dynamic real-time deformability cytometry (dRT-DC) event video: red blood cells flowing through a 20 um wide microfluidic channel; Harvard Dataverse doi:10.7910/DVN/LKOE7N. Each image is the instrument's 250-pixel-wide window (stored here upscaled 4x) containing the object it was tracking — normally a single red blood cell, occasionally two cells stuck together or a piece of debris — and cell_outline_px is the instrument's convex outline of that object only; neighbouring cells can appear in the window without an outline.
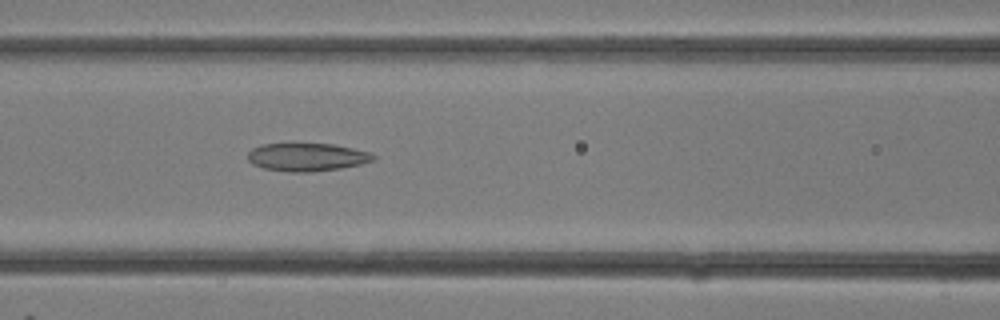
{"species": "common noctule bat (a hibernating species)", "species_latin": "Nyctalus noctula", "temperature_condition": "room temperature", "stored_images_in_passage": 12, "camera_frame_rate_fps": 3000, "um_per_image_px": 0.085, "animal": {"sex": "female"}, "frame": {"image": 1, "passage_image": 12, "time_ms": 3.667, "image_size_px": [1000, 320], "cell_outline_px": [[376, 160], [360, 164], [340, 168], [312, 172], [288, 172], [264, 168], [252, 164], [248, 160], [248, 152], [252, 148], [260, 144], [292, 140], [332, 144], [352, 148], [368, 152], [376, 156]], "centroid_in_image_um": [26.02, 13.3], "position_along_channel_um": 140.6, "area_um2": 21.5}}